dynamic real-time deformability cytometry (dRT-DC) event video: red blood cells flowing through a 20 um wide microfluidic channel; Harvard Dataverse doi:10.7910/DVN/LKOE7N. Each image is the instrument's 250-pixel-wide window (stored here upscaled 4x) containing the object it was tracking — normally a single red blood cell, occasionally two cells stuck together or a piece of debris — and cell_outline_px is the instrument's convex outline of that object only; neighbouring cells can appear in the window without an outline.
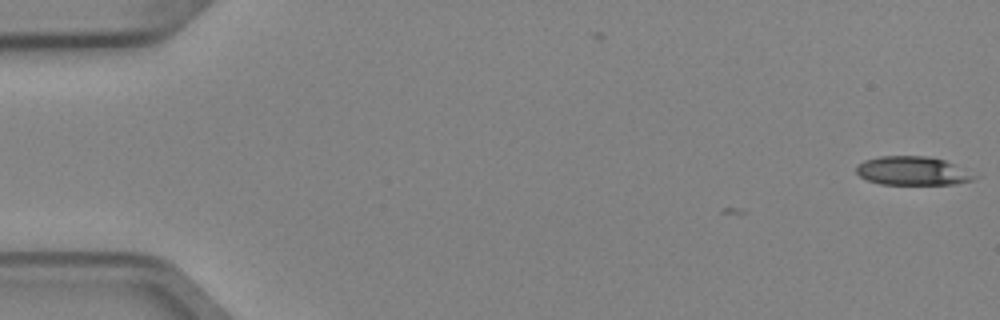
{"species": "Egyptian fruit bat (a non-hibernating species)", "species_latin": "Rousettus aegyptiacus", "temperature_condition": "cold", "stored_images_in_passage": 2, "camera_frame_rate_fps": 3000, "um_per_image_px": 0.085, "animal": {"sex": "female"}, "frame": {"image": 1, "passage_image": 2, "time_ms": 0.333, "image_size_px": [1000, 320], "cell_outline_px": [[980, 176], [972, 180], [956, 184], [880, 184], [868, 180], [860, 176], [856, 172], [856, 168], [864, 160], [880, 156], [928, 156], [944, 160]], "centroid_in_image_um": [77.58, 14.52], "position_along_channel_um": 7.4, "area_um2": 19.65}}